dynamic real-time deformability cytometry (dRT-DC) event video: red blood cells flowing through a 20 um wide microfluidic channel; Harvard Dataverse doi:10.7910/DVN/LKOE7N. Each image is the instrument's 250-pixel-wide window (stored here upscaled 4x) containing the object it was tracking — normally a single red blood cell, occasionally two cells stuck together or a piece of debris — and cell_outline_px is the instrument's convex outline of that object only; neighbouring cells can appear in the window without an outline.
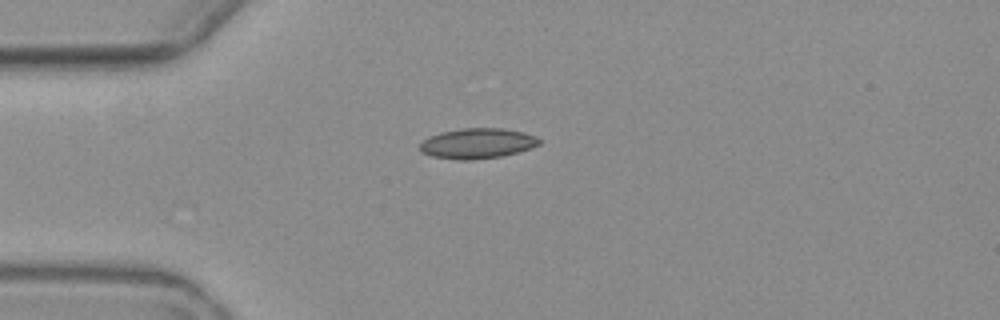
{"species": "common noctule bat (a hibernating species)", "species_latin": "Nyctalus noctula", "temperature_condition": "warm", "stored_images_in_passage": 6, "camera_frame_rate_fps": 3000, "um_per_image_px": 0.085, "animal": {"sex": "female", "body_mass_g": 19.3, "forearm_length_mm": 54.1}, "frame": {"image": 1, "passage_image": 6, "time_ms": 7.0, "image_size_px": [1000, 320], "cell_outline_px": [[540, 144], [532, 148], [500, 156], [468, 160], [456, 160], [432, 156], [420, 152], [420, 144], [428, 136], [440, 132], [460, 128], [504, 128], [524, 132], [536, 136], [540, 140]], "centroid_in_image_um": [40.56, 12.18], "position_along_channel_um": 44.4, "area_um2": 21.15}}